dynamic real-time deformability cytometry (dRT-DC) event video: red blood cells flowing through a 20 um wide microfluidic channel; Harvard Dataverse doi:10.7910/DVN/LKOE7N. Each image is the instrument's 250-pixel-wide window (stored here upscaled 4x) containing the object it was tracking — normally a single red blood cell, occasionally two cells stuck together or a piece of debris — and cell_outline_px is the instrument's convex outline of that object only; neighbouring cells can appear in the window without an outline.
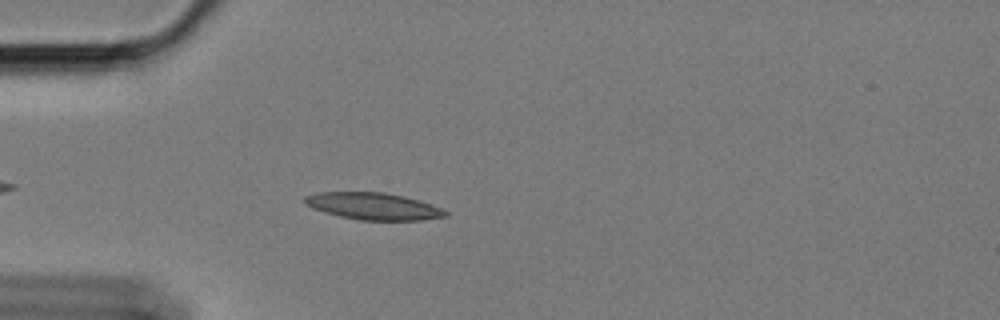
{"species": "Egyptian fruit bat (a non-hibernating species)", "species_latin": "Rousettus aegyptiacus", "temperature_condition": "cold", "stored_images_in_passage": 26, "camera_frame_rate_fps": 3000, "um_per_image_px": 0.085, "animal": {"sex": "female"}, "frame": {"image": 1, "passage_image": 6, "time_ms": 1.667, "image_size_px": [1000, 320], "cell_outline_px": [[448, 216], [420, 220], [360, 220], [340, 216], [324, 212], [312, 208], [304, 204], [304, 196], [316, 192], [384, 192], [404, 196], [440, 208], [448, 212]], "centroid_in_image_um": [31.67, 17.52], "position_along_channel_um": 53.3, "area_um2": 21.96}}
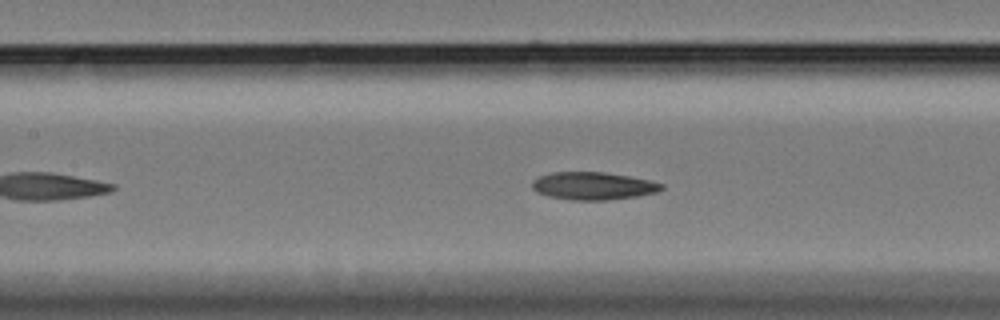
{"frame": {"image": 2, "passage_image": 16, "time_ms": 5.0, "image_size_px": [1000, 320], "cell_outline_px": [[664, 188], [656, 192], [636, 196], [608, 200], [572, 200], [548, 196], [536, 192], [532, 188], [532, 180], [540, 176], [552, 172], [604, 172], [628, 176], [648, 180], [664, 184]], "centroid_in_image_um": [50.39, 15.8], "position_along_channel_um": 157.0, "area_um2": 20.81}}
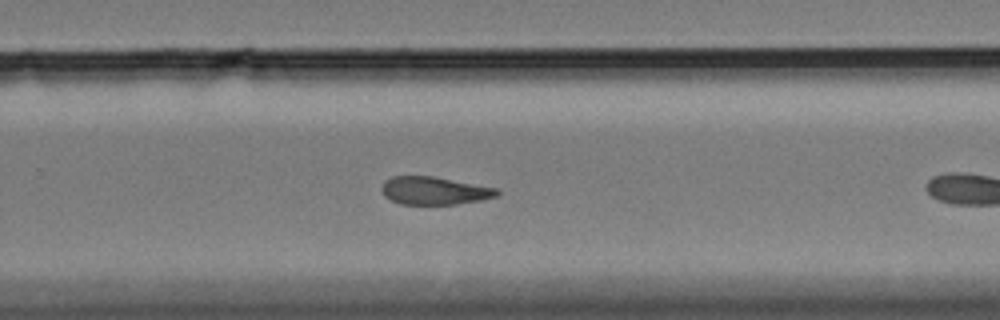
{"frame": {"image": 3, "passage_image": 24, "time_ms": 7.667, "image_size_px": [1000, 320], "cell_outline_px": [[500, 192], [496, 196], [480, 200], [456, 204], [400, 204], [384, 196], [380, 188], [384, 180], [392, 176], [432, 176], [496, 188]], "centroid_in_image_um": [36.86, 16.2], "position_along_channel_um": 292.9, "area_um2": 18.61}}